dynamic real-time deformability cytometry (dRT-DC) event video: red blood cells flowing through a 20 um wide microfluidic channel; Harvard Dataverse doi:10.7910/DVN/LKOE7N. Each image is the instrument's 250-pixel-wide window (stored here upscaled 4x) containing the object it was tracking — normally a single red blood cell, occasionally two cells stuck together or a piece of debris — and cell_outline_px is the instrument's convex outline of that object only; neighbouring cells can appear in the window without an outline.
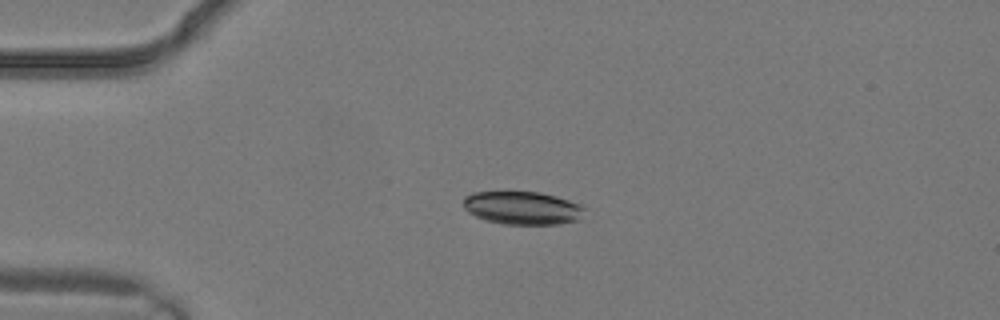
{"species": "common noctule bat (a hibernating species)", "species_latin": "Nyctalus noctula", "temperature_condition": "warm", "stored_images_in_passage": 2, "camera_frame_rate_fps": 3000, "um_per_image_px": 0.085, "animal": {"sex": "male", "body_mass_g": 19.2, "forearm_length_mm": 51.8}, "frame": {"image": 1, "passage_image": 2, "time_ms": 0.333, "image_size_px": [1000, 320], "cell_outline_px": [[584, 208], [576, 220], [560, 224], [504, 224], [484, 220], [468, 212], [464, 208], [464, 196], [472, 192], [504, 188], [540, 192], [556, 196], [584, 204]], "centroid_in_image_um": [44.33, 17.61], "position_along_channel_um": 40.7, "area_um2": 24.33}}